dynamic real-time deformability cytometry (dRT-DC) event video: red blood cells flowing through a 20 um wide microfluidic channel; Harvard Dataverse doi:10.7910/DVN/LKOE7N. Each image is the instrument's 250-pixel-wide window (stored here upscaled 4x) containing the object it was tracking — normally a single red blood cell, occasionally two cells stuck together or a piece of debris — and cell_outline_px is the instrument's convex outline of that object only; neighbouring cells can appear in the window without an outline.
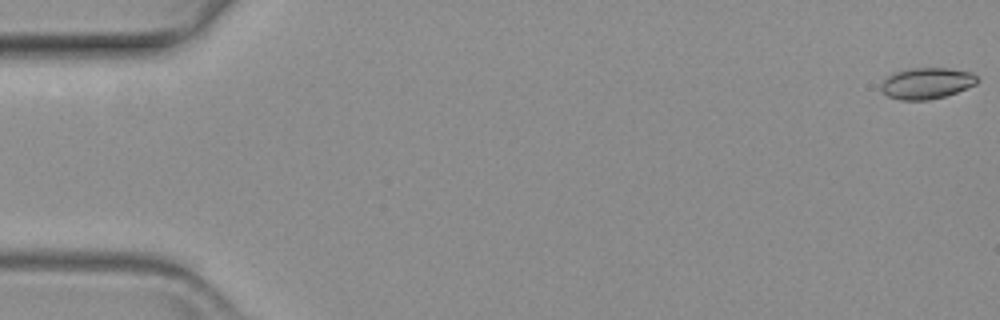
{"species": "common noctule bat (a hibernating species)", "species_latin": "Nyctalus noctula", "temperature_condition": "warm", "stored_images_in_passage": 60, "camera_frame_rate_fps": 3000, "um_per_image_px": 0.085, "animal": {"sex": "female", "body_mass_g": 19.3, "forearm_length_mm": 54.1}, "frame": {"image": 1, "passage_image": 1, "time_ms": 0.0, "image_size_px": [1000, 320], "cell_outline_px": [[980, 80], [976, 84], [956, 92], [944, 96], [928, 100], [900, 100], [888, 96], [880, 88], [880, 84], [892, 72], [908, 68], [948, 68], [972, 72]], "centroid_in_image_um": [78.76, 7.06], "position_along_channel_um": 6.2, "area_um2": 17.57}}
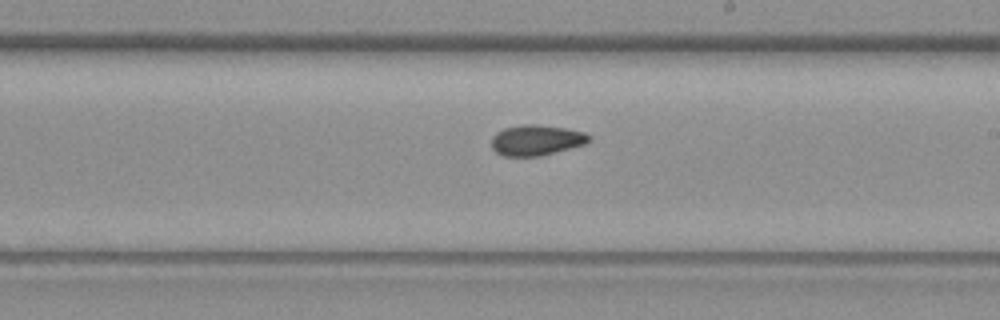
{"frame": {"image": 2, "passage_image": 35, "time_ms": 11.333, "image_size_px": [1000, 320], "cell_outline_px": [[592, 136], [584, 144], [540, 156], [504, 156], [496, 152], [492, 148], [492, 136], [496, 132], [504, 128], [524, 124], [536, 124], [564, 128], [584, 132]], "centroid_in_image_um": [45.55, 11.91], "position_along_channel_um": 243.4, "area_um2": 17.22}}
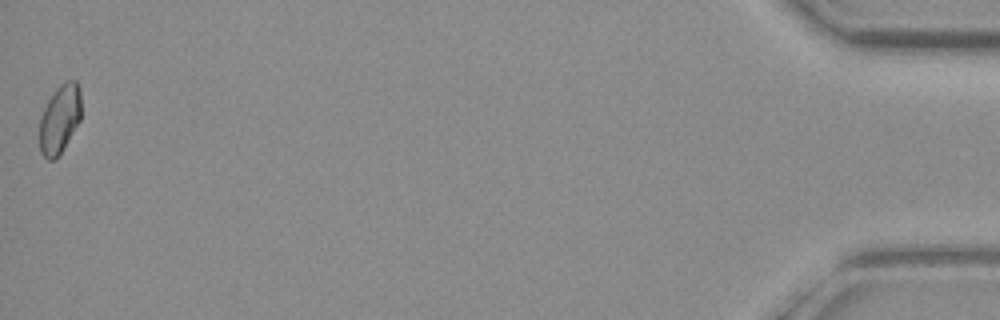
{"frame": {"image": 3, "passage_image": 60, "time_ms": 19.667, "image_size_px": [1000, 320], "cell_outline_px": [[80, 120], [60, 152], [52, 160], [48, 160], [40, 152], [40, 116], [48, 100], [56, 88], [60, 84], [68, 80], [76, 80], [80, 88]], "centroid_in_image_um": [5.07, 10.07], "position_along_channel_um": 430.1, "area_um2": 16.36}}